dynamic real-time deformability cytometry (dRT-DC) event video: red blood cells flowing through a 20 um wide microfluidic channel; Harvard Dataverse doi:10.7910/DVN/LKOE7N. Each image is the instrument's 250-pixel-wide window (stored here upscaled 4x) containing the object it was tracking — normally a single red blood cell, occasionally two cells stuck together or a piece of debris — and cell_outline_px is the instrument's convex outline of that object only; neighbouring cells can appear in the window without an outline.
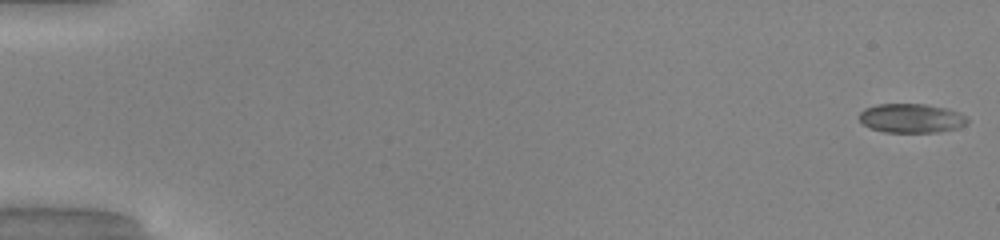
{"species": "common noctule bat (a hibernating species)", "species_latin": "Nyctalus noctula", "temperature_condition": "warm", "stored_images_in_passage": 51, "camera_frame_rate_fps": 3000, "um_per_image_px": 0.085, "animal": {"sex": "male", "body_mass_g": 20.0, "forearm_length_mm": 53.3}, "frame": {"image": 1, "passage_image": 1, "time_ms": 0.0, "image_size_px": [1000, 240], "cell_outline_px": [[968, 120], [964, 124], [956, 128], [940, 132], [884, 132], [872, 128], [864, 124], [860, 120], [860, 112], [864, 108], [876, 104], [928, 104], [948, 108], [960, 112]], "centroid_in_image_um": [77.46, 10.03], "position_along_channel_um": 7.5, "area_um2": 18.32}}
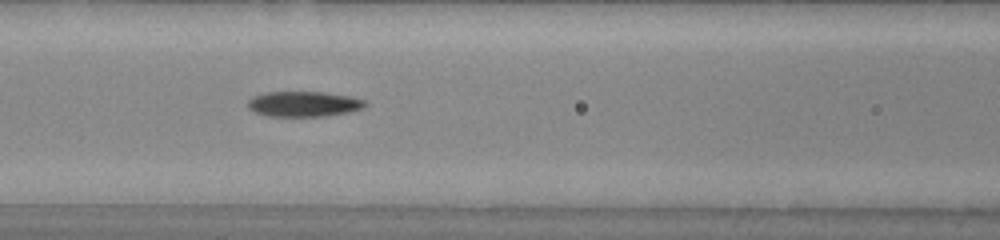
{"frame": {"image": 2, "passage_image": 23, "time_ms": 7.333, "image_size_px": [1000, 240], "cell_outline_px": [[368, 104], [364, 108], [348, 112], [324, 116], [268, 116], [256, 112], [248, 108], [248, 100], [252, 96], [268, 92], [324, 92], [352, 96], [364, 100]], "centroid_in_image_um": [25.84, 8.83], "position_along_channel_um": 140.8, "area_um2": 17.34}}
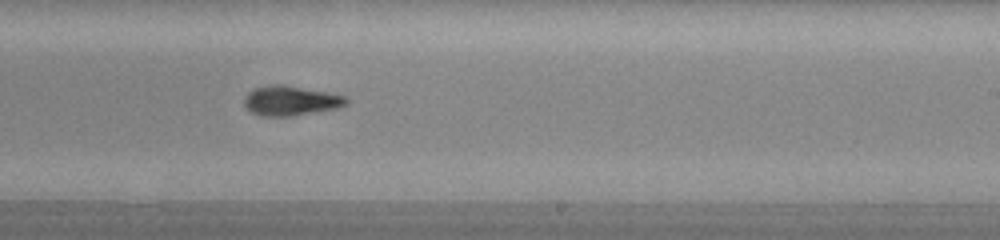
{"frame": {"image": 3, "passage_image": 32, "time_ms": 10.333, "image_size_px": [1000, 240], "cell_outline_px": [[348, 104], [340, 108], [288, 116], [260, 116], [252, 112], [244, 104], [244, 96], [248, 92], [256, 88], [276, 84], [280, 84], [328, 92], [348, 96]], "centroid_in_image_um": [24.75, 8.56], "position_along_channel_um": 264.2, "area_um2": 17.63}, "authors_computed_cell_mechanics": {"area_um2": 17.629, "velocity_mm_per_s": 4.1337, "shape_relaxation_time_tau1_ms": 10.1409, "shape_relaxation_time_tau2_ms": 4.2998, "deformation_change_tau1": 0.3242, "deformation_change_tau2": 0.0929}}